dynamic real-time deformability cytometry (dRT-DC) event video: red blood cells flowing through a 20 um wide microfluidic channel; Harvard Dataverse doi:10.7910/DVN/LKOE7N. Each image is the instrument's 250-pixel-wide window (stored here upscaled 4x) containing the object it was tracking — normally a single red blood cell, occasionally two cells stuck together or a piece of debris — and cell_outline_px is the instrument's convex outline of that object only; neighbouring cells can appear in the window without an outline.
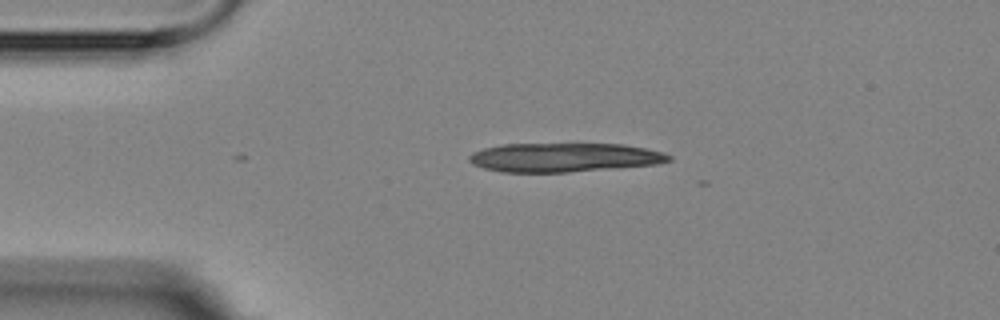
{"species": "Egyptian fruit bat (a non-hibernating species)", "species_latin": "Rousettus aegyptiacus", "temperature_condition": "room temperature", "stored_images_in_passage": 3, "camera_frame_rate_fps": 3000, "um_per_image_px": 0.085, "animal": {"sex": "female"}, "frame": {"image": 1, "passage_image": 1, "time_ms": 0.0, "image_size_px": [1000, 320], "cell_outline_px": [[672, 160], [660, 164], [568, 172], [504, 172], [484, 168], [472, 164], [468, 160], [468, 156], [472, 152], [484, 148], [500, 144], [624, 144], [664, 152], [672, 156]], "centroid_in_image_um": [47.96, 13.38], "position_along_channel_um": 37.0, "area_um2": 33.87}}